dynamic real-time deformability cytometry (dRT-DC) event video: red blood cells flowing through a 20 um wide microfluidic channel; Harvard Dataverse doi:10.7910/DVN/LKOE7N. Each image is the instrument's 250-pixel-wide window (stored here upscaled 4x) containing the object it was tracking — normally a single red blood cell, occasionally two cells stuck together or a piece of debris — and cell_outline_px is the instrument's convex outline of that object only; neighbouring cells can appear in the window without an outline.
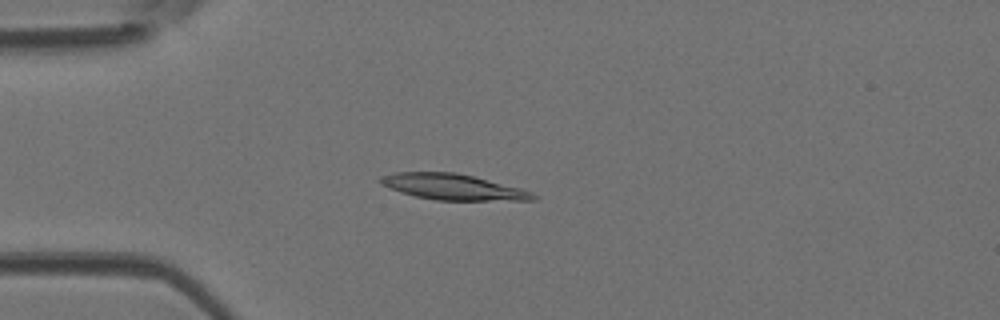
{"species": "Egyptian fruit bat (a non-hibernating species)", "species_latin": "Rousettus aegyptiacus", "temperature_condition": "room temperature", "stored_images_in_passage": 47, "camera_frame_rate_fps": 3000, "um_per_image_px": 0.085, "animal": {"sex": "female"}, "frame": {"image": 1, "passage_image": 11, "time_ms": 3.333, "image_size_px": [1000, 320], "cell_outline_px": [[540, 196], [536, 200], [436, 200], [416, 196], [400, 192], [376, 180], [380, 176], [396, 172], [456, 172], [520, 188], [532, 192]], "centroid_in_image_um": [38.52, 15.89], "position_along_channel_um": 46.5, "area_um2": 22.77}}
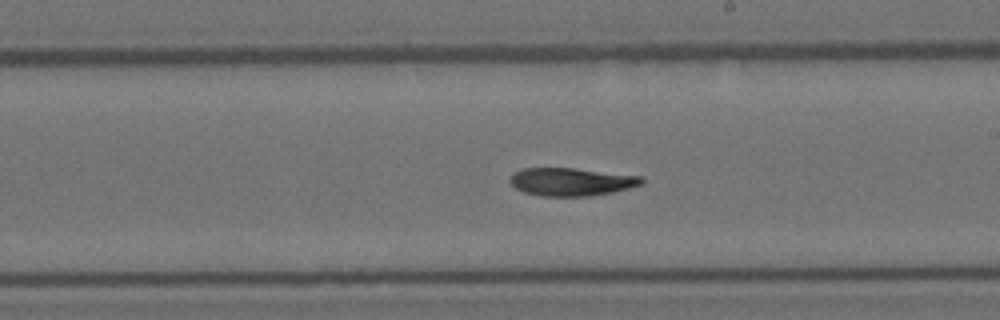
{"frame": {"image": 2, "passage_image": 26, "time_ms": 8.333, "image_size_px": [1000, 320], "cell_outline_px": [[644, 184], [612, 192], [588, 196], [540, 196], [524, 192], [516, 188], [508, 180], [520, 168], [572, 168], [644, 176]], "centroid_in_image_um": [48.59, 15.45], "position_along_channel_um": 240.4, "area_um2": 21.44}}
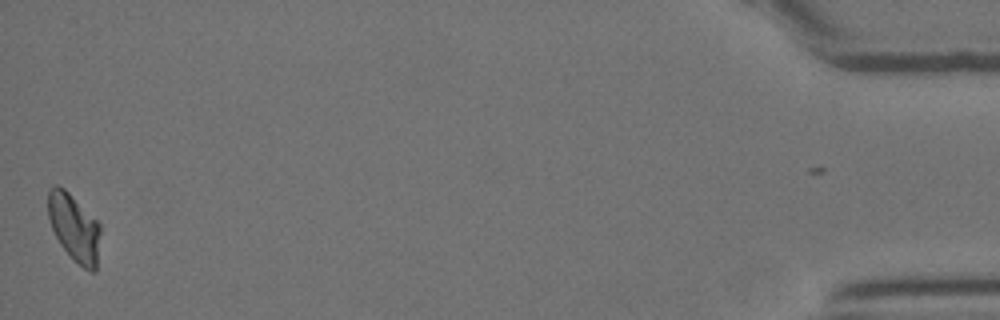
{"frame": {"image": 3, "passage_image": 46, "time_ms": 15.0, "image_size_px": [1000, 320], "cell_outline_px": [[100, 232], [96, 272], [92, 272], [84, 268], [60, 244], [52, 228], [48, 216], [48, 188], [52, 184], [56, 184], [64, 188], [100, 224]], "centroid_in_image_um": [6.29, 19.31], "position_along_channel_um": 428.9, "area_um2": 20.17}, "authors_computed_cell_mechanics": {"area_um2": 21.964, "velocity_mm_per_s": 4.2171, "shape_relaxation_time_tau1_ms": 9.4326, "shape_relaxation_time_tau2_ms": 7.2061, "deformation_change_tau1": 0.2304, "deformation_change_tau2": 0.132}}